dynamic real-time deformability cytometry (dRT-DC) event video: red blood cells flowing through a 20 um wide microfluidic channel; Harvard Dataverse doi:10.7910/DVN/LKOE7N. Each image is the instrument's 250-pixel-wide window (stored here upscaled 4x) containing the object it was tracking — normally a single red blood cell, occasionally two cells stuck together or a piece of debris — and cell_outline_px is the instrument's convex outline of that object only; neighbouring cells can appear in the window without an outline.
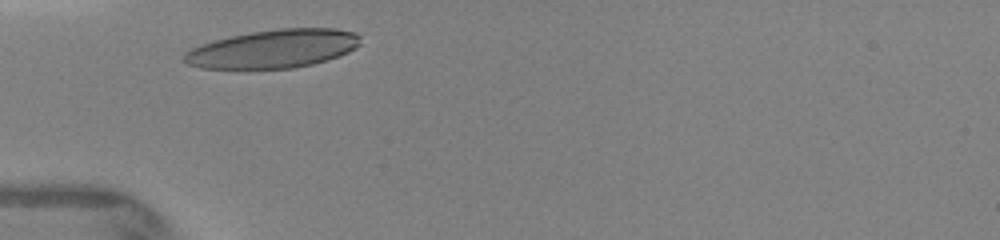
{"species": "human", "species_latin": "Homo sapiens", "temperature_condition": "warm", "stored_images_in_passage": 19, "camera_frame_rate_fps": 3000, "um_per_image_px": 0.085, "donor": {"sex": "female"}, "frame": {"image": 1, "passage_image": 1, "time_ms": 0.0, "image_size_px": [1000, 240], "cell_outline_px": [[360, 44], [348, 52], [312, 64], [292, 68], [200, 68], [188, 64], [180, 60], [184, 52], [200, 44], [232, 36], [252, 32], [280, 28], [332, 28], [356, 32], [360, 36]], "centroid_in_image_um": [23.2, 4.14], "position_along_channel_um": 61.8, "area_um2": 39.19}}
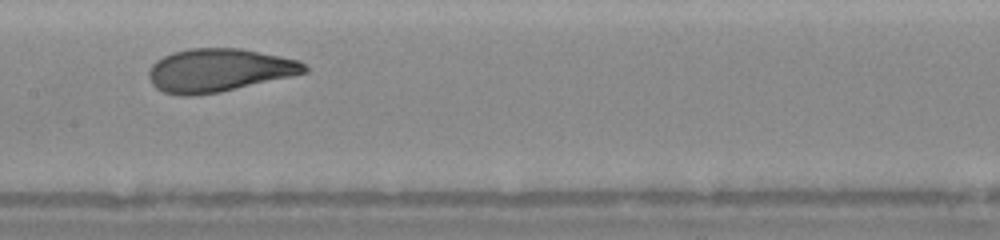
{"frame": {"image": 2, "passage_image": 7, "time_ms": 3.0, "image_size_px": [1000, 240], "cell_outline_px": [[308, 72], [292, 76], [220, 92], [196, 96], [180, 96], [164, 92], [156, 88], [152, 84], [148, 76], [148, 72], [152, 64], [156, 60], [172, 52], [188, 48], [240, 48], [280, 56], [296, 60], [304, 64], [308, 68]], "centroid_in_image_um": [18.57, 5.98], "position_along_channel_um": 188.8, "area_um2": 39.25}}
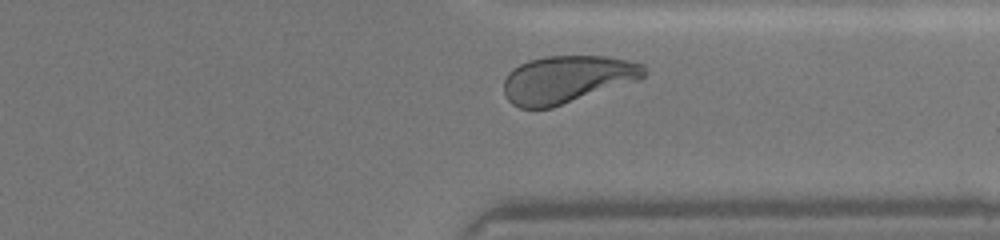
{"frame": {"image": 3, "passage_image": 17, "time_ms": 7.0, "image_size_px": [1000, 240], "cell_outline_px": [[644, 76], [640, 80], [552, 108], [520, 108], [512, 104], [508, 100], [504, 92], [504, 80], [508, 72], [512, 68], [528, 60], [544, 56], [604, 56], [628, 60], [644, 64]], "centroid_in_image_um": [48.19, 6.74], "position_along_channel_um": 363.2, "area_um2": 39.02}}